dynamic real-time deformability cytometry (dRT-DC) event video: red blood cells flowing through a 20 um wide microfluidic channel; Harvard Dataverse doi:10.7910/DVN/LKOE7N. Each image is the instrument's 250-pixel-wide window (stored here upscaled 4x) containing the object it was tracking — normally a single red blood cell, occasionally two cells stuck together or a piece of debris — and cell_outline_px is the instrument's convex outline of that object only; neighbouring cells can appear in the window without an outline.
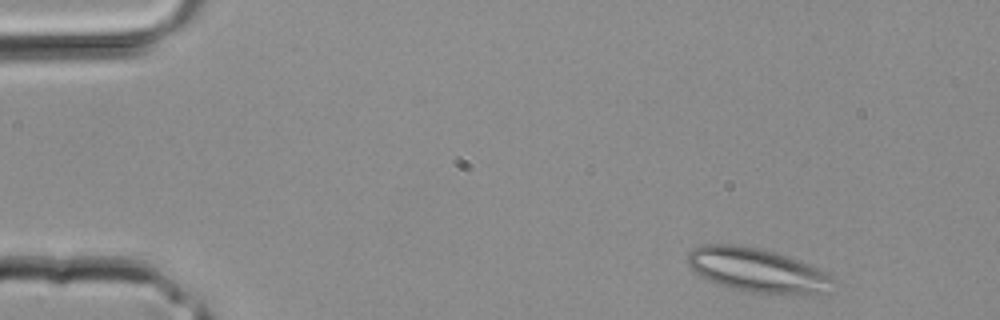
{"species": "common noctule bat (a hibernating species)", "species_latin": "Nyctalus noctula", "temperature_condition": "room temperature", "stored_images_in_passage": 36, "camera_frame_rate_fps": 3000, "um_per_image_px": 0.085, "animal": {"sex": "male", "body_mass_g": 20.4}, "frame": {"image": 1, "passage_image": 2, "time_ms": 0.333, "image_size_px": [1000, 320], "cell_outline_px": [[836, 292], [748, 292], [732, 288], [720, 284], [696, 272], [688, 264], [688, 252], [692, 248], [704, 244], [736, 244], [776, 252], [792, 256], [828, 272], [832, 276]], "centroid_in_image_um": [64.42, 22.93], "position_along_channel_um": 20.6, "area_um2": 36.88}}
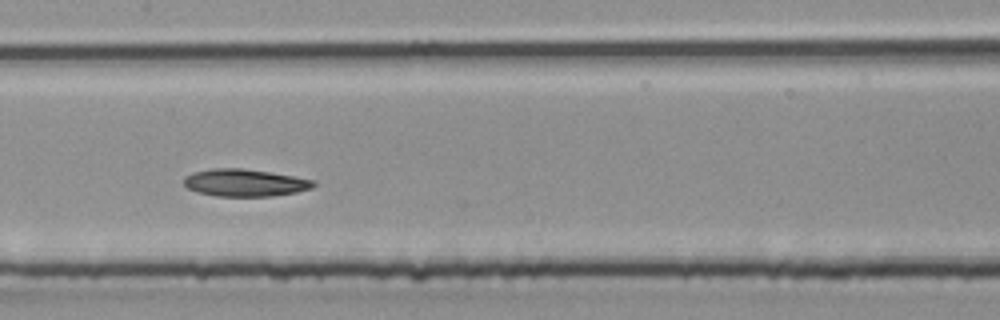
{"frame": {"image": 2, "passage_image": 17, "time_ms": 5.333, "image_size_px": [1000, 320], "cell_outline_px": [[316, 184], [312, 188], [296, 192], [272, 196], [216, 196], [200, 192], [188, 188], [184, 184], [184, 176], [192, 172], [212, 168], [240, 168], [272, 172], [316, 180]], "centroid_in_image_um": [20.83, 15.52], "position_along_channel_um": 186.6, "area_um2": 20.69}}
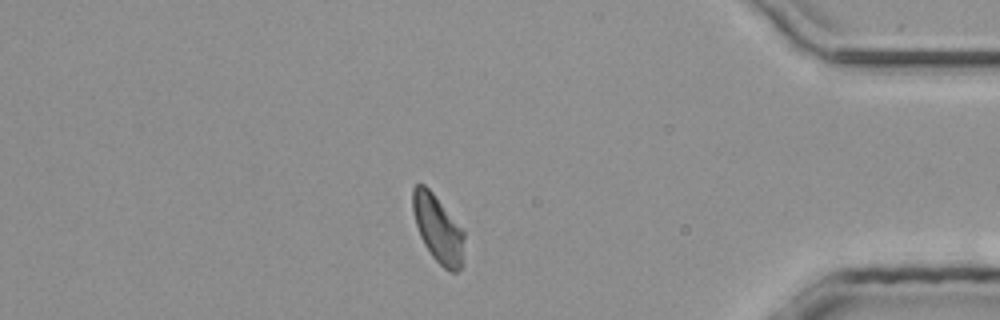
{"frame": {"image": 3, "passage_image": 31, "time_ms": 10.0, "image_size_px": [1000, 320], "cell_outline_px": [[464, 264], [456, 272], [452, 272], [444, 268], [432, 256], [424, 244], [420, 236], [416, 224], [412, 208], [412, 188], [416, 184], [424, 184], [432, 192], [464, 232]], "centroid_in_image_um": [37.23, 19.47], "position_along_channel_um": 398.0, "area_um2": 20.06}}